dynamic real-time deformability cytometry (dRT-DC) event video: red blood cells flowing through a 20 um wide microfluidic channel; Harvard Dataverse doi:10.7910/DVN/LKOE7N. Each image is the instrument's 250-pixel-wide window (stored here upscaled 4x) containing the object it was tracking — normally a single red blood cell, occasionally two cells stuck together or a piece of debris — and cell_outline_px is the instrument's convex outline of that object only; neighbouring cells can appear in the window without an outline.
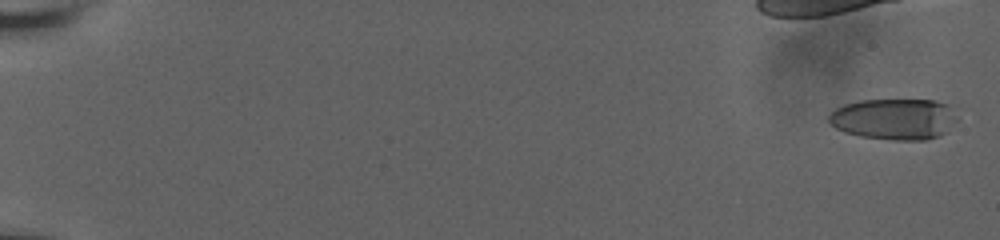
{"species": "human", "species_latin": "Homo sapiens", "temperature_condition": "room temperature", "stored_images_in_passage": 51, "camera_frame_rate_fps": 3000, "um_per_image_px": 0.085, "donor": {"sex": "male"}, "frame": {"image": 1, "passage_image": 2, "time_ms": 0.333, "image_size_px": [1000, 240], "cell_outline_px": [[956, 120], [948, 132], [940, 136], [928, 140], [888, 140], [860, 136], [844, 132], [836, 128], [828, 120], [828, 116], [836, 108], [844, 104], [860, 100], [936, 100], [944, 104], [956, 116]], "centroid_in_image_um": [75.99, 10.13], "position_along_channel_um": 9.0, "area_um2": 30.81}}